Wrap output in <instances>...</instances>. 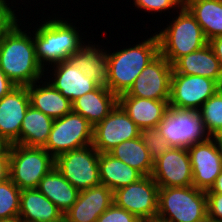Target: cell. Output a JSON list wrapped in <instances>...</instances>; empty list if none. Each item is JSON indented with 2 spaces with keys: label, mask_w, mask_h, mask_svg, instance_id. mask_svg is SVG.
Here are the masks:
<instances>
[{
  "label": "cell",
  "mask_w": 222,
  "mask_h": 222,
  "mask_svg": "<svg viewBox=\"0 0 222 222\" xmlns=\"http://www.w3.org/2000/svg\"><path fill=\"white\" fill-rule=\"evenodd\" d=\"M21 190L10 178L0 182V219L19 216Z\"/></svg>",
  "instance_id": "31"
},
{
  "label": "cell",
  "mask_w": 222,
  "mask_h": 222,
  "mask_svg": "<svg viewBox=\"0 0 222 222\" xmlns=\"http://www.w3.org/2000/svg\"><path fill=\"white\" fill-rule=\"evenodd\" d=\"M118 104V97L107 87L99 85L95 90L72 102L73 112L82 115L93 126L101 122Z\"/></svg>",
  "instance_id": "22"
},
{
  "label": "cell",
  "mask_w": 222,
  "mask_h": 222,
  "mask_svg": "<svg viewBox=\"0 0 222 222\" xmlns=\"http://www.w3.org/2000/svg\"><path fill=\"white\" fill-rule=\"evenodd\" d=\"M51 16L35 27L33 40L35 43L36 58L39 64L45 69L46 65L67 60L69 56L78 51L86 41H83L80 30L61 16ZM35 32V33H34ZM49 63V64H48ZM45 66V67H44Z\"/></svg>",
  "instance_id": "3"
},
{
  "label": "cell",
  "mask_w": 222,
  "mask_h": 222,
  "mask_svg": "<svg viewBox=\"0 0 222 222\" xmlns=\"http://www.w3.org/2000/svg\"><path fill=\"white\" fill-rule=\"evenodd\" d=\"M208 220L222 222V193H206Z\"/></svg>",
  "instance_id": "36"
},
{
  "label": "cell",
  "mask_w": 222,
  "mask_h": 222,
  "mask_svg": "<svg viewBox=\"0 0 222 222\" xmlns=\"http://www.w3.org/2000/svg\"><path fill=\"white\" fill-rule=\"evenodd\" d=\"M198 113L210 137L222 130V87L206 100Z\"/></svg>",
  "instance_id": "30"
},
{
  "label": "cell",
  "mask_w": 222,
  "mask_h": 222,
  "mask_svg": "<svg viewBox=\"0 0 222 222\" xmlns=\"http://www.w3.org/2000/svg\"><path fill=\"white\" fill-rule=\"evenodd\" d=\"M93 128L94 126L82 115L72 111L54 119L43 148L57 158L63 153L89 146L93 142Z\"/></svg>",
  "instance_id": "7"
},
{
  "label": "cell",
  "mask_w": 222,
  "mask_h": 222,
  "mask_svg": "<svg viewBox=\"0 0 222 222\" xmlns=\"http://www.w3.org/2000/svg\"><path fill=\"white\" fill-rule=\"evenodd\" d=\"M159 186L152 176L113 192L114 204L135 215L139 220H155L158 214Z\"/></svg>",
  "instance_id": "10"
},
{
  "label": "cell",
  "mask_w": 222,
  "mask_h": 222,
  "mask_svg": "<svg viewBox=\"0 0 222 222\" xmlns=\"http://www.w3.org/2000/svg\"><path fill=\"white\" fill-rule=\"evenodd\" d=\"M156 219L161 222L207 221L206 191L195 186L159 187Z\"/></svg>",
  "instance_id": "5"
},
{
  "label": "cell",
  "mask_w": 222,
  "mask_h": 222,
  "mask_svg": "<svg viewBox=\"0 0 222 222\" xmlns=\"http://www.w3.org/2000/svg\"><path fill=\"white\" fill-rule=\"evenodd\" d=\"M172 72V65L159 54L143 69L128 92L120 96L169 100Z\"/></svg>",
  "instance_id": "13"
},
{
  "label": "cell",
  "mask_w": 222,
  "mask_h": 222,
  "mask_svg": "<svg viewBox=\"0 0 222 222\" xmlns=\"http://www.w3.org/2000/svg\"><path fill=\"white\" fill-rule=\"evenodd\" d=\"M140 136L148 148L153 161L158 159L172 147L160 134L158 127L144 128L141 130Z\"/></svg>",
  "instance_id": "32"
},
{
  "label": "cell",
  "mask_w": 222,
  "mask_h": 222,
  "mask_svg": "<svg viewBox=\"0 0 222 222\" xmlns=\"http://www.w3.org/2000/svg\"><path fill=\"white\" fill-rule=\"evenodd\" d=\"M30 106L28 86H16L0 99V135L20 145V130Z\"/></svg>",
  "instance_id": "16"
},
{
  "label": "cell",
  "mask_w": 222,
  "mask_h": 222,
  "mask_svg": "<svg viewBox=\"0 0 222 222\" xmlns=\"http://www.w3.org/2000/svg\"><path fill=\"white\" fill-rule=\"evenodd\" d=\"M99 155L91 144L59 155L55 158V167L78 191L86 190L101 184Z\"/></svg>",
  "instance_id": "8"
},
{
  "label": "cell",
  "mask_w": 222,
  "mask_h": 222,
  "mask_svg": "<svg viewBox=\"0 0 222 222\" xmlns=\"http://www.w3.org/2000/svg\"><path fill=\"white\" fill-rule=\"evenodd\" d=\"M92 43V44H90ZM95 43L89 41L78 51L68 57V60L76 65L78 69L89 79L95 80L97 84L107 87V49L104 50Z\"/></svg>",
  "instance_id": "24"
},
{
  "label": "cell",
  "mask_w": 222,
  "mask_h": 222,
  "mask_svg": "<svg viewBox=\"0 0 222 222\" xmlns=\"http://www.w3.org/2000/svg\"><path fill=\"white\" fill-rule=\"evenodd\" d=\"M108 153L139 171L143 176L152 175L154 161L141 136L123 141Z\"/></svg>",
  "instance_id": "29"
},
{
  "label": "cell",
  "mask_w": 222,
  "mask_h": 222,
  "mask_svg": "<svg viewBox=\"0 0 222 222\" xmlns=\"http://www.w3.org/2000/svg\"><path fill=\"white\" fill-rule=\"evenodd\" d=\"M14 87L13 82L5 75L0 68V99L7 95Z\"/></svg>",
  "instance_id": "37"
},
{
  "label": "cell",
  "mask_w": 222,
  "mask_h": 222,
  "mask_svg": "<svg viewBox=\"0 0 222 222\" xmlns=\"http://www.w3.org/2000/svg\"><path fill=\"white\" fill-rule=\"evenodd\" d=\"M220 88L216 81L207 77L172 73L169 107L198 111Z\"/></svg>",
  "instance_id": "11"
},
{
  "label": "cell",
  "mask_w": 222,
  "mask_h": 222,
  "mask_svg": "<svg viewBox=\"0 0 222 222\" xmlns=\"http://www.w3.org/2000/svg\"><path fill=\"white\" fill-rule=\"evenodd\" d=\"M53 122L54 119L30 105L22 120L20 145L44 147L52 129Z\"/></svg>",
  "instance_id": "28"
},
{
  "label": "cell",
  "mask_w": 222,
  "mask_h": 222,
  "mask_svg": "<svg viewBox=\"0 0 222 222\" xmlns=\"http://www.w3.org/2000/svg\"><path fill=\"white\" fill-rule=\"evenodd\" d=\"M11 143L2 135H0V156L9 155Z\"/></svg>",
  "instance_id": "40"
},
{
  "label": "cell",
  "mask_w": 222,
  "mask_h": 222,
  "mask_svg": "<svg viewBox=\"0 0 222 222\" xmlns=\"http://www.w3.org/2000/svg\"><path fill=\"white\" fill-rule=\"evenodd\" d=\"M134 45L113 53L107 51V88L117 97L127 93L143 69L160 54L156 33Z\"/></svg>",
  "instance_id": "2"
},
{
  "label": "cell",
  "mask_w": 222,
  "mask_h": 222,
  "mask_svg": "<svg viewBox=\"0 0 222 222\" xmlns=\"http://www.w3.org/2000/svg\"><path fill=\"white\" fill-rule=\"evenodd\" d=\"M7 0H0V40L19 21L12 5L9 6Z\"/></svg>",
  "instance_id": "35"
},
{
  "label": "cell",
  "mask_w": 222,
  "mask_h": 222,
  "mask_svg": "<svg viewBox=\"0 0 222 222\" xmlns=\"http://www.w3.org/2000/svg\"><path fill=\"white\" fill-rule=\"evenodd\" d=\"M37 189L63 214L73 206L80 192L63 177L55 166L40 180Z\"/></svg>",
  "instance_id": "25"
},
{
  "label": "cell",
  "mask_w": 222,
  "mask_h": 222,
  "mask_svg": "<svg viewBox=\"0 0 222 222\" xmlns=\"http://www.w3.org/2000/svg\"><path fill=\"white\" fill-rule=\"evenodd\" d=\"M45 68V72L53 75L47 77V81L58 90L64 97L73 102L78 97L95 90L99 84L95 80L89 79L78 67L68 59ZM49 70V72H48ZM51 71V72H50ZM54 76V78H53ZM52 79V80H51Z\"/></svg>",
  "instance_id": "18"
},
{
  "label": "cell",
  "mask_w": 222,
  "mask_h": 222,
  "mask_svg": "<svg viewBox=\"0 0 222 222\" xmlns=\"http://www.w3.org/2000/svg\"><path fill=\"white\" fill-rule=\"evenodd\" d=\"M158 129L172 147L188 148L210 138L196 110H179L169 107Z\"/></svg>",
  "instance_id": "9"
},
{
  "label": "cell",
  "mask_w": 222,
  "mask_h": 222,
  "mask_svg": "<svg viewBox=\"0 0 222 222\" xmlns=\"http://www.w3.org/2000/svg\"><path fill=\"white\" fill-rule=\"evenodd\" d=\"M222 67V36L212 38L209 42Z\"/></svg>",
  "instance_id": "39"
},
{
  "label": "cell",
  "mask_w": 222,
  "mask_h": 222,
  "mask_svg": "<svg viewBox=\"0 0 222 222\" xmlns=\"http://www.w3.org/2000/svg\"><path fill=\"white\" fill-rule=\"evenodd\" d=\"M113 203V191L105 185L82 190L73 206L63 214V222H96Z\"/></svg>",
  "instance_id": "17"
},
{
  "label": "cell",
  "mask_w": 222,
  "mask_h": 222,
  "mask_svg": "<svg viewBox=\"0 0 222 222\" xmlns=\"http://www.w3.org/2000/svg\"><path fill=\"white\" fill-rule=\"evenodd\" d=\"M142 222H161V221L155 219V220H146V221H142Z\"/></svg>",
  "instance_id": "44"
},
{
  "label": "cell",
  "mask_w": 222,
  "mask_h": 222,
  "mask_svg": "<svg viewBox=\"0 0 222 222\" xmlns=\"http://www.w3.org/2000/svg\"><path fill=\"white\" fill-rule=\"evenodd\" d=\"M96 222H141V220L113 203L99 216Z\"/></svg>",
  "instance_id": "34"
},
{
  "label": "cell",
  "mask_w": 222,
  "mask_h": 222,
  "mask_svg": "<svg viewBox=\"0 0 222 222\" xmlns=\"http://www.w3.org/2000/svg\"><path fill=\"white\" fill-rule=\"evenodd\" d=\"M133 7L138 9H143L145 12H151L153 14L156 12H165L171 9L176 11L183 5V0H133Z\"/></svg>",
  "instance_id": "33"
},
{
  "label": "cell",
  "mask_w": 222,
  "mask_h": 222,
  "mask_svg": "<svg viewBox=\"0 0 222 222\" xmlns=\"http://www.w3.org/2000/svg\"><path fill=\"white\" fill-rule=\"evenodd\" d=\"M183 5L199 23L208 41L214 37L222 36V2L217 0H183Z\"/></svg>",
  "instance_id": "27"
},
{
  "label": "cell",
  "mask_w": 222,
  "mask_h": 222,
  "mask_svg": "<svg viewBox=\"0 0 222 222\" xmlns=\"http://www.w3.org/2000/svg\"><path fill=\"white\" fill-rule=\"evenodd\" d=\"M193 176V186L208 191L222 172V156L216 140L195 143L188 148Z\"/></svg>",
  "instance_id": "15"
},
{
  "label": "cell",
  "mask_w": 222,
  "mask_h": 222,
  "mask_svg": "<svg viewBox=\"0 0 222 222\" xmlns=\"http://www.w3.org/2000/svg\"><path fill=\"white\" fill-rule=\"evenodd\" d=\"M151 176L159 187L193 186L188 149L186 147H171L154 161Z\"/></svg>",
  "instance_id": "14"
},
{
  "label": "cell",
  "mask_w": 222,
  "mask_h": 222,
  "mask_svg": "<svg viewBox=\"0 0 222 222\" xmlns=\"http://www.w3.org/2000/svg\"><path fill=\"white\" fill-rule=\"evenodd\" d=\"M9 157V178L20 190L37 189L55 166V158L43 147L12 144Z\"/></svg>",
  "instance_id": "6"
},
{
  "label": "cell",
  "mask_w": 222,
  "mask_h": 222,
  "mask_svg": "<svg viewBox=\"0 0 222 222\" xmlns=\"http://www.w3.org/2000/svg\"><path fill=\"white\" fill-rule=\"evenodd\" d=\"M18 23L0 40V68L15 86H29L45 79V69L37 61L33 34Z\"/></svg>",
  "instance_id": "1"
},
{
  "label": "cell",
  "mask_w": 222,
  "mask_h": 222,
  "mask_svg": "<svg viewBox=\"0 0 222 222\" xmlns=\"http://www.w3.org/2000/svg\"><path fill=\"white\" fill-rule=\"evenodd\" d=\"M167 27L158 31L159 51L172 65L178 58L208 44L203 30L190 11L182 5Z\"/></svg>",
  "instance_id": "4"
},
{
  "label": "cell",
  "mask_w": 222,
  "mask_h": 222,
  "mask_svg": "<svg viewBox=\"0 0 222 222\" xmlns=\"http://www.w3.org/2000/svg\"><path fill=\"white\" fill-rule=\"evenodd\" d=\"M0 222H23V221L18 216L9 219H0Z\"/></svg>",
  "instance_id": "43"
},
{
  "label": "cell",
  "mask_w": 222,
  "mask_h": 222,
  "mask_svg": "<svg viewBox=\"0 0 222 222\" xmlns=\"http://www.w3.org/2000/svg\"><path fill=\"white\" fill-rule=\"evenodd\" d=\"M28 94L30 105L52 119L61 118L73 111L72 102L56 90L47 79L29 85Z\"/></svg>",
  "instance_id": "21"
},
{
  "label": "cell",
  "mask_w": 222,
  "mask_h": 222,
  "mask_svg": "<svg viewBox=\"0 0 222 222\" xmlns=\"http://www.w3.org/2000/svg\"><path fill=\"white\" fill-rule=\"evenodd\" d=\"M118 104L141 130L158 127L169 109V100H153L134 96H119Z\"/></svg>",
  "instance_id": "20"
},
{
  "label": "cell",
  "mask_w": 222,
  "mask_h": 222,
  "mask_svg": "<svg viewBox=\"0 0 222 222\" xmlns=\"http://www.w3.org/2000/svg\"><path fill=\"white\" fill-rule=\"evenodd\" d=\"M98 165L101 184L110 188L113 192L144 177L139 171L114 158L109 153H100Z\"/></svg>",
  "instance_id": "26"
},
{
  "label": "cell",
  "mask_w": 222,
  "mask_h": 222,
  "mask_svg": "<svg viewBox=\"0 0 222 222\" xmlns=\"http://www.w3.org/2000/svg\"><path fill=\"white\" fill-rule=\"evenodd\" d=\"M172 68V73L207 77L222 87V67L209 43L178 58Z\"/></svg>",
  "instance_id": "19"
},
{
  "label": "cell",
  "mask_w": 222,
  "mask_h": 222,
  "mask_svg": "<svg viewBox=\"0 0 222 222\" xmlns=\"http://www.w3.org/2000/svg\"><path fill=\"white\" fill-rule=\"evenodd\" d=\"M140 135L141 129L117 104L101 122L94 126L92 145L99 153H108L123 141L137 138Z\"/></svg>",
  "instance_id": "12"
},
{
  "label": "cell",
  "mask_w": 222,
  "mask_h": 222,
  "mask_svg": "<svg viewBox=\"0 0 222 222\" xmlns=\"http://www.w3.org/2000/svg\"><path fill=\"white\" fill-rule=\"evenodd\" d=\"M213 138L216 140L222 156V130L219 133H217Z\"/></svg>",
  "instance_id": "42"
},
{
  "label": "cell",
  "mask_w": 222,
  "mask_h": 222,
  "mask_svg": "<svg viewBox=\"0 0 222 222\" xmlns=\"http://www.w3.org/2000/svg\"><path fill=\"white\" fill-rule=\"evenodd\" d=\"M206 193H222V172L217 176L214 185Z\"/></svg>",
  "instance_id": "41"
},
{
  "label": "cell",
  "mask_w": 222,
  "mask_h": 222,
  "mask_svg": "<svg viewBox=\"0 0 222 222\" xmlns=\"http://www.w3.org/2000/svg\"><path fill=\"white\" fill-rule=\"evenodd\" d=\"M19 218L23 222H63V213L38 189H23Z\"/></svg>",
  "instance_id": "23"
},
{
  "label": "cell",
  "mask_w": 222,
  "mask_h": 222,
  "mask_svg": "<svg viewBox=\"0 0 222 222\" xmlns=\"http://www.w3.org/2000/svg\"><path fill=\"white\" fill-rule=\"evenodd\" d=\"M10 157L9 155L0 156V182L9 178Z\"/></svg>",
  "instance_id": "38"
}]
</instances>
